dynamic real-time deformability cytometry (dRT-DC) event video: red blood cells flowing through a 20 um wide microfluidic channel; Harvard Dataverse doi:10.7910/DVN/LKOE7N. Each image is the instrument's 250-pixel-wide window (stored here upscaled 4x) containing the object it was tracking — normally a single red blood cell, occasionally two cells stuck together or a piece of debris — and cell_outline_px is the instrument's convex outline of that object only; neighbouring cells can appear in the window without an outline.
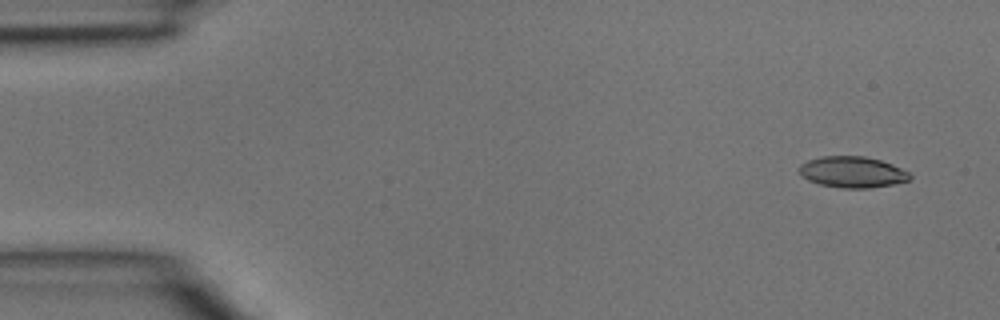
{"species": "common noctule bat (a hibernating species)", "species_latin": "Nyctalus noctula", "temperature_condition": "room temperature", "stored_images_in_passage": 4, "camera_frame_rate_fps": 3000, "um_per_image_px": 0.085, "animal": {"sex": "male", "body_mass_g": 15.6}, "frame": {"image": 1, "passage_image": 1, "time_ms": 0.0, "image_size_px": [1000, 320], "cell_outline_px": [[912, 176], [908, 180], [892, 184], [868, 188], [844, 188], [820, 184], [808, 180], [796, 168], [800, 164], [808, 160], [820, 156], [864, 156], [880, 160], [892, 164], [908, 172]], "centroid_in_image_um": [72.42, 14.61], "position_along_channel_um": 12.6, "area_um2": 19.94}}
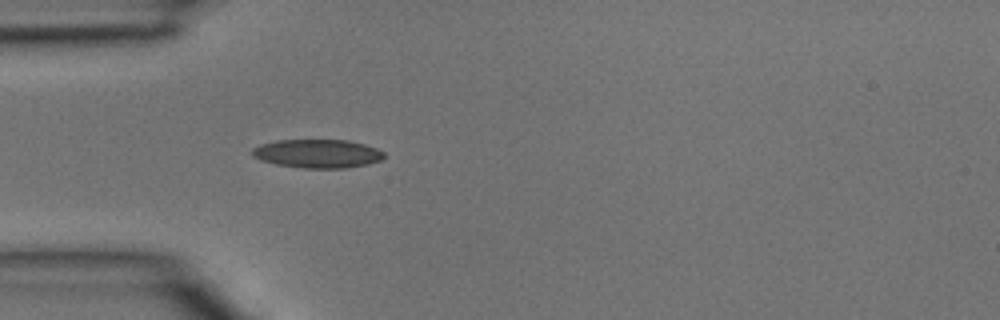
{"frame": {"image": 2, "passage_image": 4, "time_ms": 1.0, "image_size_px": [1000, 320], "cell_outline_px": [[384, 156], [380, 160], [368, 164], [344, 168], [304, 168], [276, 164], [260, 160], [252, 156], [252, 148], [260, 144], [276, 140], [348, 140], [364, 144], [376, 148], [384, 152]], "centroid_in_image_um": [26.96, 13.05], "position_along_channel_um": 58.0, "area_um2": 21.96}}